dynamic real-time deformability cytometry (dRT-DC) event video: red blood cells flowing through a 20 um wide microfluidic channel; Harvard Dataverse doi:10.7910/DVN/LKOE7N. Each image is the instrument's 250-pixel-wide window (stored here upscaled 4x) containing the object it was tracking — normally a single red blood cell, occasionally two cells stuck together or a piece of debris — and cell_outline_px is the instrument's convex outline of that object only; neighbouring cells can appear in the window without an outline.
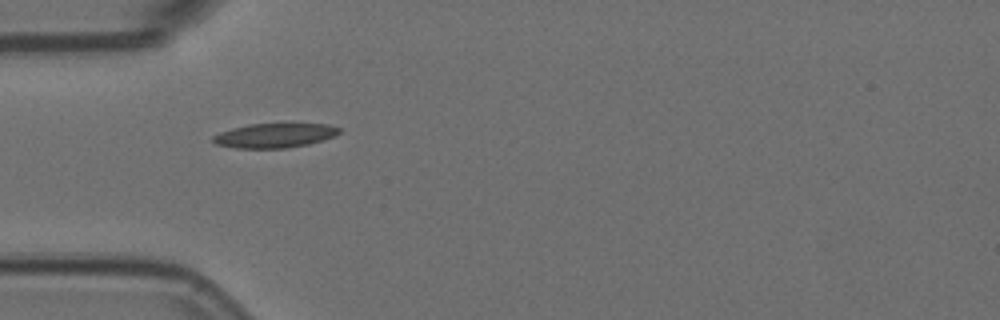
{"species": "Egyptian fruit bat (a non-hibernating species)", "species_latin": "Rousettus aegyptiacus", "temperature_condition": "room temperature", "stored_images_in_passage": 40, "camera_frame_rate_fps": 3000, "um_per_image_px": 0.085, "animal": {"sex": "female"}, "frame": {"image": 1, "passage_image": 1, "time_ms": 0.0, "image_size_px": [1000, 320], "cell_outline_px": [[340, 132], [336, 136], [308, 144], [284, 148], [236, 148], [216, 144], [212, 140], [212, 136], [220, 132], [232, 128], [248, 124], [328, 124], [340, 128]], "centroid_in_image_um": [23.34, 11.51], "position_along_channel_um": 61.7, "area_um2": 17.86}}
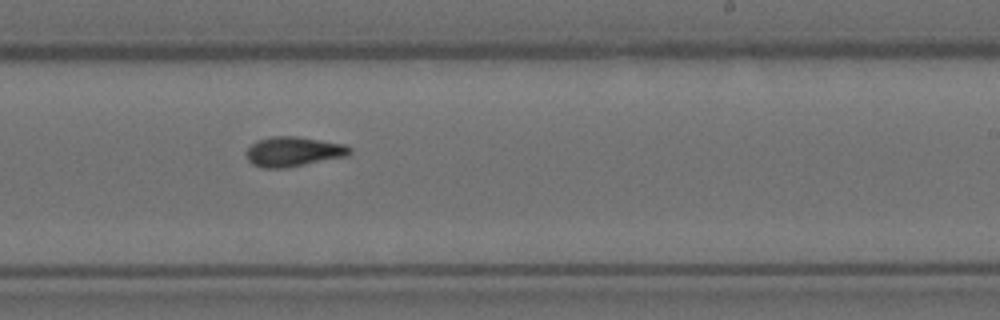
{"frame": {"image": 2, "passage_image": 18, "time_ms": 5.667, "image_size_px": [1000, 320], "cell_outline_px": [[352, 152], [348, 156], [288, 168], [264, 168], [252, 164], [248, 160], [248, 148], [252, 144], [260, 140], [272, 136], [296, 136], [344, 144], [352, 148]], "centroid_in_image_um": [24.99, 12.9], "position_along_channel_um": 264.0, "area_um2": 17.92}}
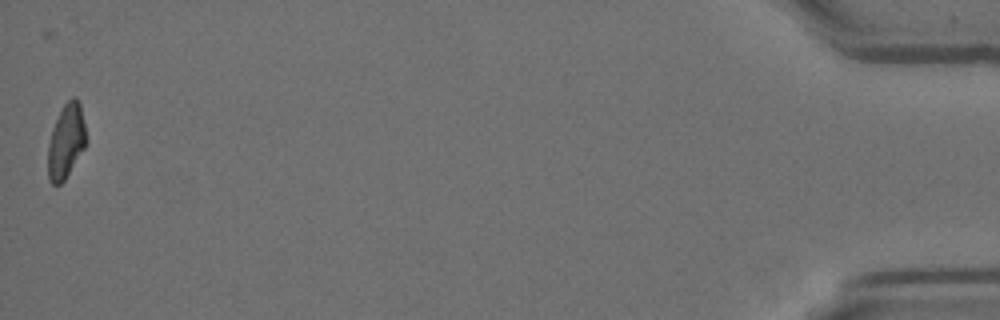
{"frame": {"image": 3, "passage_image": 40, "time_ms": 13.0, "image_size_px": [1000, 320], "cell_outline_px": [[88, 140], [84, 148], [64, 180], [60, 184], [52, 184], [48, 180], [48, 144], [52, 128], [64, 104], [72, 96], [76, 96], [80, 104]], "centroid_in_image_um": [5.62, 11.99], "position_along_channel_um": 429.6, "area_um2": 16.53}, "authors_computed_cell_mechanics": {"area_um2": 17.3689, "velocity_mm_per_s": 3.6004, "shape_relaxation_time_tau1_ms": null, "shape_relaxation_time_tau2_ms": 3.5342, "deformation_change_tau1": null, "deformation_change_tau2": 0.1031}}